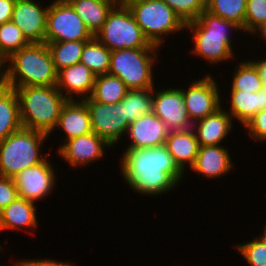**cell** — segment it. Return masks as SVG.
Returning <instances> with one entry per match:
<instances>
[{"mask_svg":"<svg viewBox=\"0 0 266 266\" xmlns=\"http://www.w3.org/2000/svg\"><path fill=\"white\" fill-rule=\"evenodd\" d=\"M49 135L21 128L0 141V176L15 177L26 168L43 162L47 156L41 152Z\"/></svg>","mask_w":266,"mask_h":266,"instance_id":"5","label":"cell"},{"mask_svg":"<svg viewBox=\"0 0 266 266\" xmlns=\"http://www.w3.org/2000/svg\"><path fill=\"white\" fill-rule=\"evenodd\" d=\"M218 87L216 79L210 73L201 79L192 80L186 90L180 87L192 123L204 119L222 107L220 98L222 96Z\"/></svg>","mask_w":266,"mask_h":266,"instance_id":"11","label":"cell"},{"mask_svg":"<svg viewBox=\"0 0 266 266\" xmlns=\"http://www.w3.org/2000/svg\"><path fill=\"white\" fill-rule=\"evenodd\" d=\"M0 231H4L3 226H2V217H1V210H0Z\"/></svg>","mask_w":266,"mask_h":266,"instance_id":"44","label":"cell"},{"mask_svg":"<svg viewBox=\"0 0 266 266\" xmlns=\"http://www.w3.org/2000/svg\"><path fill=\"white\" fill-rule=\"evenodd\" d=\"M49 5L43 7L34 0H16L11 21L29 43H44Z\"/></svg>","mask_w":266,"mask_h":266,"instance_id":"15","label":"cell"},{"mask_svg":"<svg viewBox=\"0 0 266 266\" xmlns=\"http://www.w3.org/2000/svg\"><path fill=\"white\" fill-rule=\"evenodd\" d=\"M86 41L47 42L57 72L80 62Z\"/></svg>","mask_w":266,"mask_h":266,"instance_id":"28","label":"cell"},{"mask_svg":"<svg viewBox=\"0 0 266 266\" xmlns=\"http://www.w3.org/2000/svg\"><path fill=\"white\" fill-rule=\"evenodd\" d=\"M233 71L231 91L255 93L263 88L258 70L250 60H242Z\"/></svg>","mask_w":266,"mask_h":266,"instance_id":"31","label":"cell"},{"mask_svg":"<svg viewBox=\"0 0 266 266\" xmlns=\"http://www.w3.org/2000/svg\"><path fill=\"white\" fill-rule=\"evenodd\" d=\"M233 119L222 107L215 113L208 115L192 124L199 146H218L229 135L233 126Z\"/></svg>","mask_w":266,"mask_h":266,"instance_id":"18","label":"cell"},{"mask_svg":"<svg viewBox=\"0 0 266 266\" xmlns=\"http://www.w3.org/2000/svg\"><path fill=\"white\" fill-rule=\"evenodd\" d=\"M122 156L120 167L124 182L139 194L169 193L186 174L174 162L165 145L125 149Z\"/></svg>","mask_w":266,"mask_h":266,"instance_id":"1","label":"cell"},{"mask_svg":"<svg viewBox=\"0 0 266 266\" xmlns=\"http://www.w3.org/2000/svg\"><path fill=\"white\" fill-rule=\"evenodd\" d=\"M62 130L66 136L63 140L79 137L92 132L90 115L83 100H67L63 105L55 127Z\"/></svg>","mask_w":266,"mask_h":266,"instance_id":"20","label":"cell"},{"mask_svg":"<svg viewBox=\"0 0 266 266\" xmlns=\"http://www.w3.org/2000/svg\"><path fill=\"white\" fill-rule=\"evenodd\" d=\"M111 50L102 44L95 36L86 41L80 62L86 65L95 76L108 74L110 68Z\"/></svg>","mask_w":266,"mask_h":266,"instance_id":"27","label":"cell"},{"mask_svg":"<svg viewBox=\"0 0 266 266\" xmlns=\"http://www.w3.org/2000/svg\"><path fill=\"white\" fill-rule=\"evenodd\" d=\"M266 23V0H247L244 33L253 32Z\"/></svg>","mask_w":266,"mask_h":266,"instance_id":"35","label":"cell"},{"mask_svg":"<svg viewBox=\"0 0 266 266\" xmlns=\"http://www.w3.org/2000/svg\"><path fill=\"white\" fill-rule=\"evenodd\" d=\"M186 29L193 35L194 46L191 52L194 56L198 55L208 61L210 65L233 59L236 53L229 36L230 30L242 32L234 22L213 15L207 10H204L196 20L186 23Z\"/></svg>","mask_w":266,"mask_h":266,"instance_id":"3","label":"cell"},{"mask_svg":"<svg viewBox=\"0 0 266 266\" xmlns=\"http://www.w3.org/2000/svg\"><path fill=\"white\" fill-rule=\"evenodd\" d=\"M94 35L67 0L49 4L44 43L88 41Z\"/></svg>","mask_w":266,"mask_h":266,"instance_id":"9","label":"cell"},{"mask_svg":"<svg viewBox=\"0 0 266 266\" xmlns=\"http://www.w3.org/2000/svg\"><path fill=\"white\" fill-rule=\"evenodd\" d=\"M121 1L131 11L148 41L159 48L165 42L166 35L185 29L186 24L163 0Z\"/></svg>","mask_w":266,"mask_h":266,"instance_id":"6","label":"cell"},{"mask_svg":"<svg viewBox=\"0 0 266 266\" xmlns=\"http://www.w3.org/2000/svg\"><path fill=\"white\" fill-rule=\"evenodd\" d=\"M16 0H0V25L11 21Z\"/></svg>","mask_w":266,"mask_h":266,"instance_id":"39","label":"cell"},{"mask_svg":"<svg viewBox=\"0 0 266 266\" xmlns=\"http://www.w3.org/2000/svg\"><path fill=\"white\" fill-rule=\"evenodd\" d=\"M256 69L258 70L260 79L262 81L263 88H266V58H261L260 60H251Z\"/></svg>","mask_w":266,"mask_h":266,"instance_id":"40","label":"cell"},{"mask_svg":"<svg viewBox=\"0 0 266 266\" xmlns=\"http://www.w3.org/2000/svg\"><path fill=\"white\" fill-rule=\"evenodd\" d=\"M26 168L13 177L18 197L37 202L45 199L54 190L57 181L51 161L47 160ZM50 161V162H49Z\"/></svg>","mask_w":266,"mask_h":266,"instance_id":"12","label":"cell"},{"mask_svg":"<svg viewBox=\"0 0 266 266\" xmlns=\"http://www.w3.org/2000/svg\"><path fill=\"white\" fill-rule=\"evenodd\" d=\"M14 265H16V266H20L19 265V261H17V263L15 262V264ZM3 266V265H2ZM8 266V265H7Z\"/></svg>","mask_w":266,"mask_h":266,"instance_id":"45","label":"cell"},{"mask_svg":"<svg viewBox=\"0 0 266 266\" xmlns=\"http://www.w3.org/2000/svg\"><path fill=\"white\" fill-rule=\"evenodd\" d=\"M29 44L21 29L12 21L0 25V55L5 60Z\"/></svg>","mask_w":266,"mask_h":266,"instance_id":"32","label":"cell"},{"mask_svg":"<svg viewBox=\"0 0 266 266\" xmlns=\"http://www.w3.org/2000/svg\"><path fill=\"white\" fill-rule=\"evenodd\" d=\"M165 146L183 172L188 166L191 168L195 164L200 147L192 128L170 131Z\"/></svg>","mask_w":266,"mask_h":266,"instance_id":"21","label":"cell"},{"mask_svg":"<svg viewBox=\"0 0 266 266\" xmlns=\"http://www.w3.org/2000/svg\"><path fill=\"white\" fill-rule=\"evenodd\" d=\"M88 108L92 132L105 139L112 149L122 136H125L129 123L125 117L124 102L107 104L93 100L91 97L83 100Z\"/></svg>","mask_w":266,"mask_h":266,"instance_id":"10","label":"cell"},{"mask_svg":"<svg viewBox=\"0 0 266 266\" xmlns=\"http://www.w3.org/2000/svg\"><path fill=\"white\" fill-rule=\"evenodd\" d=\"M20 266H74L73 263L70 262H62V261H56L52 259H23L22 261H19Z\"/></svg>","mask_w":266,"mask_h":266,"instance_id":"38","label":"cell"},{"mask_svg":"<svg viewBox=\"0 0 266 266\" xmlns=\"http://www.w3.org/2000/svg\"><path fill=\"white\" fill-rule=\"evenodd\" d=\"M128 90L120 78L110 74H104L95 77V83L90 97L98 102L116 104L125 97Z\"/></svg>","mask_w":266,"mask_h":266,"instance_id":"26","label":"cell"},{"mask_svg":"<svg viewBox=\"0 0 266 266\" xmlns=\"http://www.w3.org/2000/svg\"><path fill=\"white\" fill-rule=\"evenodd\" d=\"M95 37L111 51L158 47L148 41L131 11L121 0L108 13Z\"/></svg>","mask_w":266,"mask_h":266,"instance_id":"8","label":"cell"},{"mask_svg":"<svg viewBox=\"0 0 266 266\" xmlns=\"http://www.w3.org/2000/svg\"><path fill=\"white\" fill-rule=\"evenodd\" d=\"M6 62L0 81L8 87L57 85L58 72L46 43H30Z\"/></svg>","mask_w":266,"mask_h":266,"instance_id":"2","label":"cell"},{"mask_svg":"<svg viewBox=\"0 0 266 266\" xmlns=\"http://www.w3.org/2000/svg\"><path fill=\"white\" fill-rule=\"evenodd\" d=\"M122 101L125 117L131 124L139 117L152 113L153 88L128 90Z\"/></svg>","mask_w":266,"mask_h":266,"instance_id":"29","label":"cell"},{"mask_svg":"<svg viewBox=\"0 0 266 266\" xmlns=\"http://www.w3.org/2000/svg\"><path fill=\"white\" fill-rule=\"evenodd\" d=\"M21 128L17 93L0 81V141Z\"/></svg>","mask_w":266,"mask_h":266,"instance_id":"25","label":"cell"},{"mask_svg":"<svg viewBox=\"0 0 266 266\" xmlns=\"http://www.w3.org/2000/svg\"><path fill=\"white\" fill-rule=\"evenodd\" d=\"M258 33V34H257ZM260 33V37H262L263 41L265 40L266 42V23L262 24L260 27H258L252 35L256 34L259 35Z\"/></svg>","mask_w":266,"mask_h":266,"instance_id":"41","label":"cell"},{"mask_svg":"<svg viewBox=\"0 0 266 266\" xmlns=\"http://www.w3.org/2000/svg\"><path fill=\"white\" fill-rule=\"evenodd\" d=\"M14 90L19 100L22 128L51 135L67 102L57 86H26Z\"/></svg>","mask_w":266,"mask_h":266,"instance_id":"4","label":"cell"},{"mask_svg":"<svg viewBox=\"0 0 266 266\" xmlns=\"http://www.w3.org/2000/svg\"><path fill=\"white\" fill-rule=\"evenodd\" d=\"M95 77L86 65L78 62L58 72L56 86L67 100H77L78 97L84 100L90 97L93 91ZM73 94L77 96L76 99Z\"/></svg>","mask_w":266,"mask_h":266,"instance_id":"17","label":"cell"},{"mask_svg":"<svg viewBox=\"0 0 266 266\" xmlns=\"http://www.w3.org/2000/svg\"><path fill=\"white\" fill-rule=\"evenodd\" d=\"M169 130L153 112L129 124L126 135L130 143L125 149H148L165 145Z\"/></svg>","mask_w":266,"mask_h":266,"instance_id":"16","label":"cell"},{"mask_svg":"<svg viewBox=\"0 0 266 266\" xmlns=\"http://www.w3.org/2000/svg\"><path fill=\"white\" fill-rule=\"evenodd\" d=\"M153 88L152 112L161 119L169 131L192 128V122L184 105L180 88H167L156 91Z\"/></svg>","mask_w":266,"mask_h":266,"instance_id":"13","label":"cell"},{"mask_svg":"<svg viewBox=\"0 0 266 266\" xmlns=\"http://www.w3.org/2000/svg\"><path fill=\"white\" fill-rule=\"evenodd\" d=\"M234 247L250 266H266V244L260 237L257 236L246 243L236 244Z\"/></svg>","mask_w":266,"mask_h":266,"instance_id":"33","label":"cell"},{"mask_svg":"<svg viewBox=\"0 0 266 266\" xmlns=\"http://www.w3.org/2000/svg\"><path fill=\"white\" fill-rule=\"evenodd\" d=\"M159 47L111 51L108 74L120 78L129 90L154 88L153 66Z\"/></svg>","mask_w":266,"mask_h":266,"instance_id":"7","label":"cell"},{"mask_svg":"<svg viewBox=\"0 0 266 266\" xmlns=\"http://www.w3.org/2000/svg\"><path fill=\"white\" fill-rule=\"evenodd\" d=\"M230 109L227 112L232 119L244 125L259 111L266 109V88L250 93L244 91H230Z\"/></svg>","mask_w":266,"mask_h":266,"instance_id":"22","label":"cell"},{"mask_svg":"<svg viewBox=\"0 0 266 266\" xmlns=\"http://www.w3.org/2000/svg\"><path fill=\"white\" fill-rule=\"evenodd\" d=\"M77 15L95 36L106 21L108 13L120 0H67Z\"/></svg>","mask_w":266,"mask_h":266,"instance_id":"24","label":"cell"},{"mask_svg":"<svg viewBox=\"0 0 266 266\" xmlns=\"http://www.w3.org/2000/svg\"><path fill=\"white\" fill-rule=\"evenodd\" d=\"M230 154L228 148L222 145L200 146L195 164L191 169L207 179L220 178L234 167Z\"/></svg>","mask_w":266,"mask_h":266,"instance_id":"19","label":"cell"},{"mask_svg":"<svg viewBox=\"0 0 266 266\" xmlns=\"http://www.w3.org/2000/svg\"><path fill=\"white\" fill-rule=\"evenodd\" d=\"M5 59L0 55V73L2 72L4 65L7 64L5 63Z\"/></svg>","mask_w":266,"mask_h":266,"instance_id":"42","label":"cell"},{"mask_svg":"<svg viewBox=\"0 0 266 266\" xmlns=\"http://www.w3.org/2000/svg\"><path fill=\"white\" fill-rule=\"evenodd\" d=\"M17 197L18 192L14 179L0 176V210L7 207Z\"/></svg>","mask_w":266,"mask_h":266,"instance_id":"37","label":"cell"},{"mask_svg":"<svg viewBox=\"0 0 266 266\" xmlns=\"http://www.w3.org/2000/svg\"><path fill=\"white\" fill-rule=\"evenodd\" d=\"M264 232L262 233V235L260 234V238L262 239V241H264V243L266 244V225L264 226Z\"/></svg>","mask_w":266,"mask_h":266,"instance_id":"43","label":"cell"},{"mask_svg":"<svg viewBox=\"0 0 266 266\" xmlns=\"http://www.w3.org/2000/svg\"><path fill=\"white\" fill-rule=\"evenodd\" d=\"M35 202L17 197L1 210L4 231L17 230L23 227L35 230L38 227Z\"/></svg>","mask_w":266,"mask_h":266,"instance_id":"23","label":"cell"},{"mask_svg":"<svg viewBox=\"0 0 266 266\" xmlns=\"http://www.w3.org/2000/svg\"><path fill=\"white\" fill-rule=\"evenodd\" d=\"M247 0H205V10L234 22L244 32Z\"/></svg>","mask_w":266,"mask_h":266,"instance_id":"30","label":"cell"},{"mask_svg":"<svg viewBox=\"0 0 266 266\" xmlns=\"http://www.w3.org/2000/svg\"><path fill=\"white\" fill-rule=\"evenodd\" d=\"M58 147L57 152L61 159L67 161L69 166L75 169V167H84L102 159L105 149H110L112 146L105 139L91 132L66 140Z\"/></svg>","mask_w":266,"mask_h":266,"instance_id":"14","label":"cell"},{"mask_svg":"<svg viewBox=\"0 0 266 266\" xmlns=\"http://www.w3.org/2000/svg\"><path fill=\"white\" fill-rule=\"evenodd\" d=\"M186 24L196 20L205 10V0H163Z\"/></svg>","mask_w":266,"mask_h":266,"instance_id":"34","label":"cell"},{"mask_svg":"<svg viewBox=\"0 0 266 266\" xmlns=\"http://www.w3.org/2000/svg\"><path fill=\"white\" fill-rule=\"evenodd\" d=\"M244 127L252 140L266 142V109L256 113Z\"/></svg>","mask_w":266,"mask_h":266,"instance_id":"36","label":"cell"}]
</instances>
